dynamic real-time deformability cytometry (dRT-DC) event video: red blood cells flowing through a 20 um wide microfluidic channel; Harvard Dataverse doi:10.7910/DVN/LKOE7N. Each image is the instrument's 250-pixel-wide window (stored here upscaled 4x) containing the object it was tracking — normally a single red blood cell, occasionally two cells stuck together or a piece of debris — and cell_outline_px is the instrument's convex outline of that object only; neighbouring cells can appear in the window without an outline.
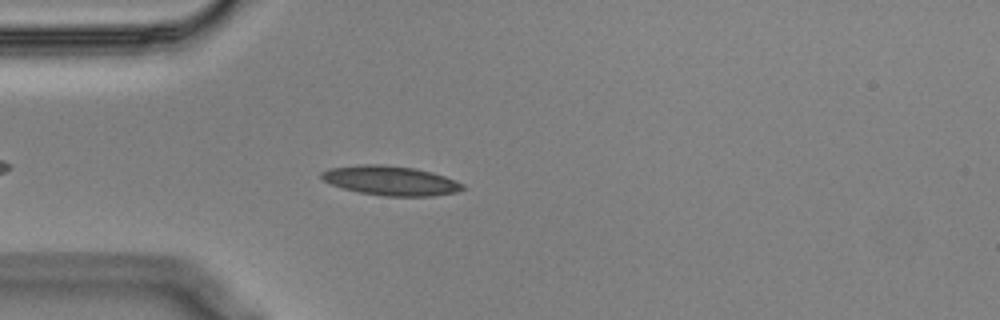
{"species": "Egyptian fruit bat (a non-hibernating species)", "species_latin": "Rousettus aegyptiacus", "temperature_condition": "cold", "stored_images_in_passage": 47, "camera_frame_rate_fps": 3000, "um_per_image_px": 0.085, "animal": {"sex": "male"}, "frame": {"image": 1, "passage_image": 6, "time_ms": 1.667, "image_size_px": [1000, 320], "cell_outline_px": [[464, 188], [456, 192], [432, 196], [384, 196], [360, 192], [344, 188], [332, 184], [324, 180], [320, 176], [320, 172], [328, 168], [356, 164], [384, 164], [416, 168], [432, 172], [444, 176], [464, 184]], "centroid_in_image_um": [33.18, 15.33], "position_along_channel_um": 51.8, "area_um2": 24.28}}
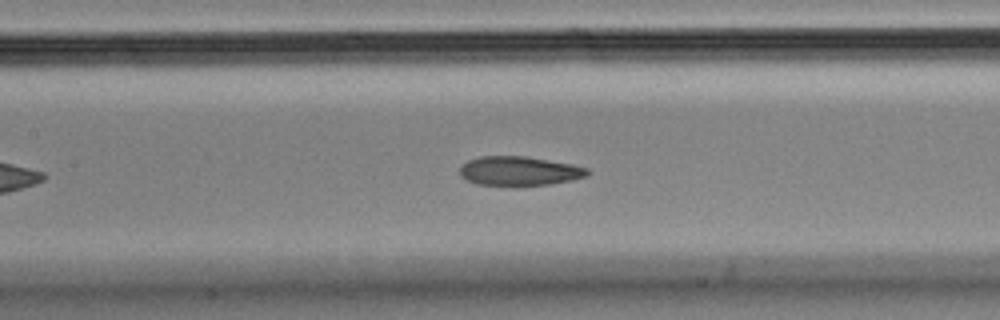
{"frame": {"image": 2, "passage_image": 16, "time_ms": 5.0, "image_size_px": [1000, 320], "cell_outline_px": [[588, 172], [584, 176], [572, 180], [548, 184], [516, 188], [476, 184], [460, 176], [460, 164], [468, 160], [480, 156], [524, 156], [572, 164], [588, 168]], "centroid_in_image_um": [44.07, 14.56], "position_along_channel_um": 163.3, "area_um2": 22.25}}
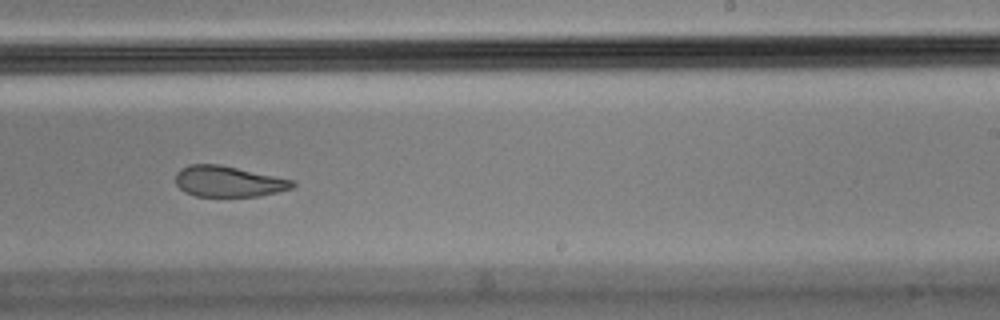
{"frame": {"image": 3, "passage_image": 25, "time_ms": 8.0, "image_size_px": [1000, 320], "cell_outline_px": [[296, 184], [292, 188], [260, 196], [196, 196], [184, 192], [176, 184], [176, 172], [180, 168], [188, 164], [220, 164], [296, 180]], "centroid_in_image_um": [19.42, 15.41], "position_along_channel_um": 269.6, "area_um2": 21.21}, "authors_computed_cell_mechanics": {"area_um2": 23.0622, "velocity_mm_per_s": 3.5508, "shape_relaxation_time_tau1_ms": 11.1368, "shape_relaxation_time_tau2_ms": 2.8562, "deformation_change_tau1": 0.2172, "deformation_change_tau2": 0.085}}